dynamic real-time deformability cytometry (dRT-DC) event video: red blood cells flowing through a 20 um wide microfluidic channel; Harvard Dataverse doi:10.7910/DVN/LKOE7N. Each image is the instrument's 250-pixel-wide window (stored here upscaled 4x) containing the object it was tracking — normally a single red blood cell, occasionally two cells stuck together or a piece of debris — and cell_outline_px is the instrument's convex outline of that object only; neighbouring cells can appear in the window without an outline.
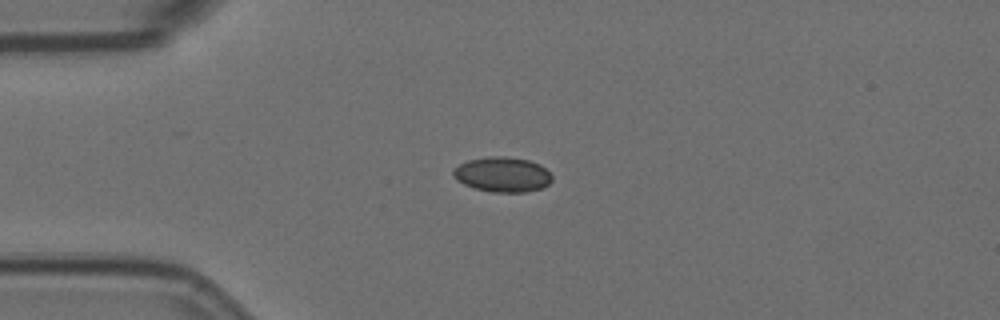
{"species": "Egyptian fruit bat (a non-hibernating species)", "species_latin": "Rousettus aegyptiacus", "temperature_condition": "room temperature", "stored_images_in_passage": 7, "camera_frame_rate_fps": 3000, "um_per_image_px": 0.085, "animal": {"sex": "female"}, "frame": {"image": 1, "passage_image": 4, "time_ms": 1.0, "image_size_px": [1000, 320], "cell_outline_px": [[552, 180], [544, 188], [524, 192], [492, 192], [476, 188], [464, 184], [456, 180], [452, 176], [452, 168], [468, 160], [488, 156], [504, 156], [528, 160], [540, 164], [552, 176]], "centroid_in_image_um": [42.69, 14.83], "position_along_channel_um": 42.3, "area_um2": 20.23}}
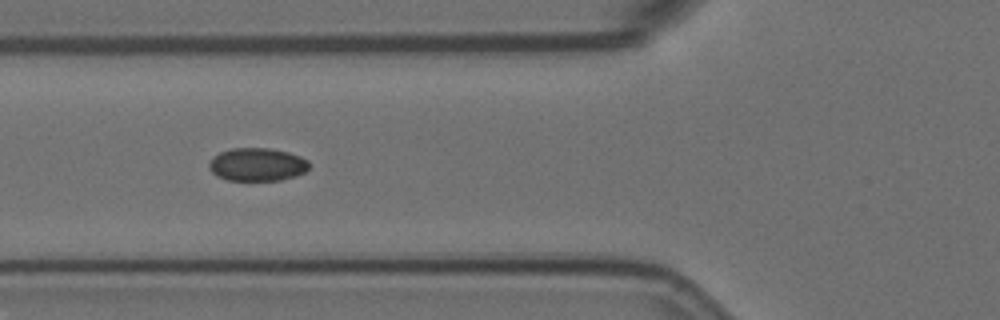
{"frame": {"image": 2, "passage_image": 6, "time_ms": 1.667, "image_size_px": [1000, 320], "cell_outline_px": [[308, 168], [304, 172], [296, 176], [280, 180], [228, 180], [216, 176], [208, 168], [208, 164], [220, 152], [232, 148], [268, 148], [288, 152], [300, 156], [308, 160]], "centroid_in_image_um": [21.86, 13.98], "position_along_channel_um": 103.9, "area_um2": 19.19}}
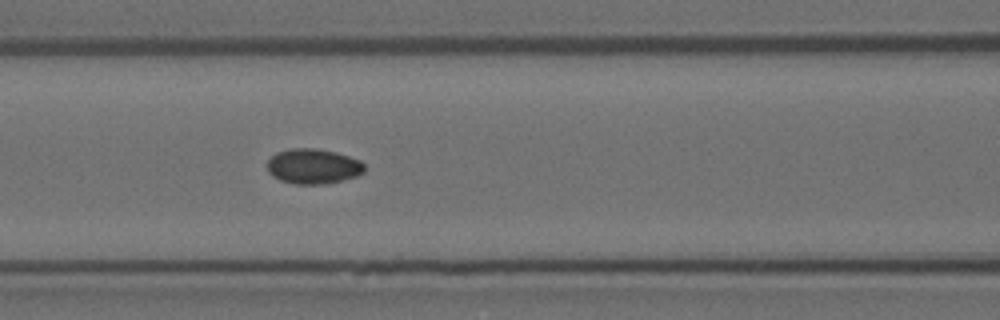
{"frame": {"image": 3, "passage_image": 7, "time_ms": 2.0, "image_size_px": [1000, 320], "cell_outline_px": [[364, 172], [356, 176], [324, 184], [296, 184], [280, 180], [272, 176], [268, 172], [268, 160], [276, 152], [292, 148], [316, 148], [336, 152], [360, 160], [364, 164]], "centroid_in_image_um": [26.61, 14.13], "position_along_channel_um": 140.0, "area_um2": 19.83}}